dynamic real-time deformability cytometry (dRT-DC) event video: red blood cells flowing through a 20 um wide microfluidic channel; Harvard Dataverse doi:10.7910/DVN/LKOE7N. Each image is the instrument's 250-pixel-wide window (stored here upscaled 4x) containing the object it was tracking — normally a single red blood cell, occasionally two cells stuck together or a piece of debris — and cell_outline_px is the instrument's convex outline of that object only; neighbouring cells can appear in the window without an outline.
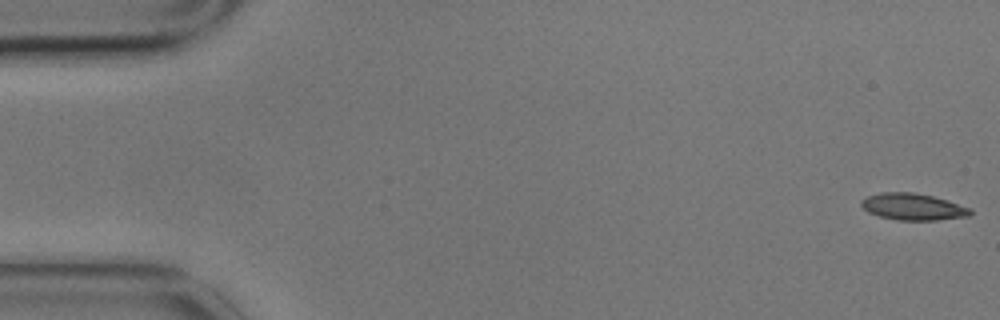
{"species": "common noctule bat (a hibernating species)", "species_latin": "Nyctalus noctula", "temperature_condition": "cold", "stored_images_in_passage": 10, "camera_frame_rate_fps": 3000, "um_per_image_px": 0.085, "animal": {"sex": "male", "body_mass_g": 17.9}, "frame": {"image": 1, "passage_image": 1, "time_ms": 0.0, "image_size_px": [1000, 320], "cell_outline_px": [[972, 212], [968, 216], [936, 220], [896, 220], [880, 216], [868, 212], [860, 204], [860, 200], [868, 196], [880, 192], [912, 192], [932, 196], [972, 208]], "centroid_in_image_um": [77.58, 17.57], "position_along_channel_um": 7.4, "area_um2": 16.88}}
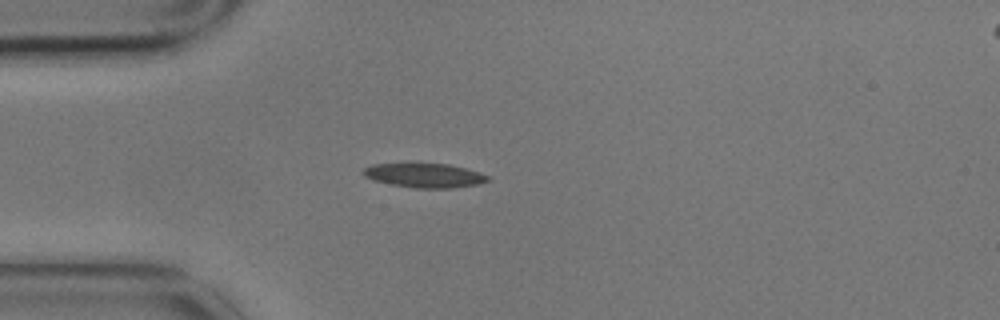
{"frame": {"image": 2, "passage_image": 5, "time_ms": 1.333, "image_size_px": [1000, 320], "cell_outline_px": [[492, 180], [476, 184], [452, 188], [416, 188], [392, 184], [372, 180], [364, 176], [360, 172], [364, 168], [372, 164], [448, 164], [480, 172], [488, 176]], "centroid_in_image_um": [36.07, 14.91], "position_along_channel_um": 48.9, "area_um2": 17.46}}